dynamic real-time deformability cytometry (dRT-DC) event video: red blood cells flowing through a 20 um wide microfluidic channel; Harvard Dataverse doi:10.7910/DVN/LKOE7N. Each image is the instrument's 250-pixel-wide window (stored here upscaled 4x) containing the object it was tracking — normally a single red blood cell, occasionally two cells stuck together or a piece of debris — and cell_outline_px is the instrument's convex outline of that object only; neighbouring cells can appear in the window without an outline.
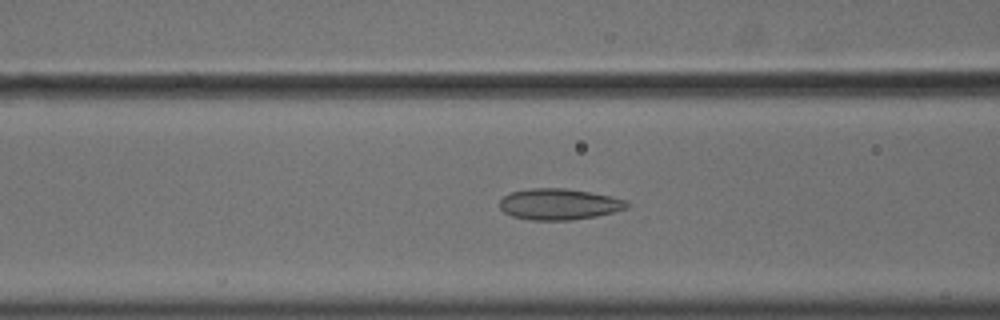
{"species": "common noctule bat (a hibernating species)", "species_latin": "Nyctalus noctula", "temperature_condition": "cold", "stored_images_in_passage": 55, "camera_frame_rate_fps": 3000, "um_per_image_px": 0.085, "animal": {"sex": "male", "body_mass_g": 18.8}, "frame": {"image": 1, "passage_image": 22, "time_ms": 7.0, "image_size_px": [1000, 320], "cell_outline_px": [[628, 208], [596, 216], [572, 220], [528, 220], [512, 216], [504, 212], [500, 208], [500, 200], [504, 196], [512, 192], [528, 188], [564, 188], [588, 192], [608, 196], [624, 200], [628, 204]], "centroid_in_image_um": [47.47, 17.36], "position_along_channel_um": 119.1, "area_um2": 22.89}}
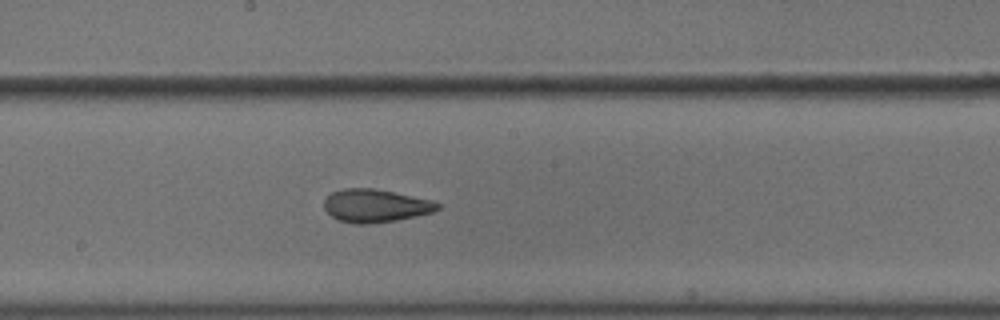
{"frame": {"image": 2, "passage_image": 30, "time_ms": 9.667, "image_size_px": [1000, 320], "cell_outline_px": [[440, 208], [432, 212], [416, 216], [396, 220], [368, 224], [356, 224], [340, 220], [332, 216], [324, 208], [324, 200], [332, 192], [344, 188], [376, 188], [432, 200], [440, 204]], "centroid_in_image_um": [31.92, 17.48], "position_along_channel_um": 216.3, "area_um2": 21.79}}
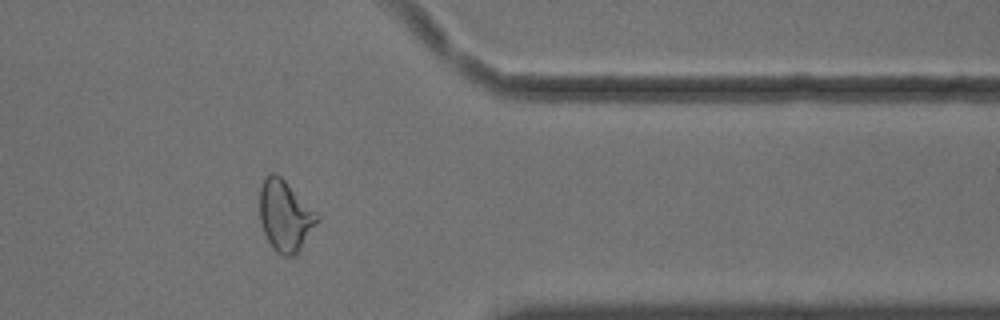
{"frame": {"image": 3, "passage_image": 45, "time_ms": 14.667, "image_size_px": [1000, 320], "cell_outline_px": [[320, 220], [300, 248], [292, 256], [280, 256], [272, 248], [264, 232], [260, 220], [260, 188], [268, 172], [272, 172], [280, 176], [320, 216]], "centroid_in_image_um": [24.23, 18.35], "position_along_channel_um": 387.2, "area_um2": 23.47}, "authors_computed_cell_mechanics": {"area_um2": 24.1604, "velocity_mm_per_s": 3.6276, "shape_relaxation_time_tau1_ms": 7.2507, "shape_relaxation_time_tau2_ms": 2.2396, "deformation_change_tau1": 0.1225, "deformation_change_tau2": 0.0834}}